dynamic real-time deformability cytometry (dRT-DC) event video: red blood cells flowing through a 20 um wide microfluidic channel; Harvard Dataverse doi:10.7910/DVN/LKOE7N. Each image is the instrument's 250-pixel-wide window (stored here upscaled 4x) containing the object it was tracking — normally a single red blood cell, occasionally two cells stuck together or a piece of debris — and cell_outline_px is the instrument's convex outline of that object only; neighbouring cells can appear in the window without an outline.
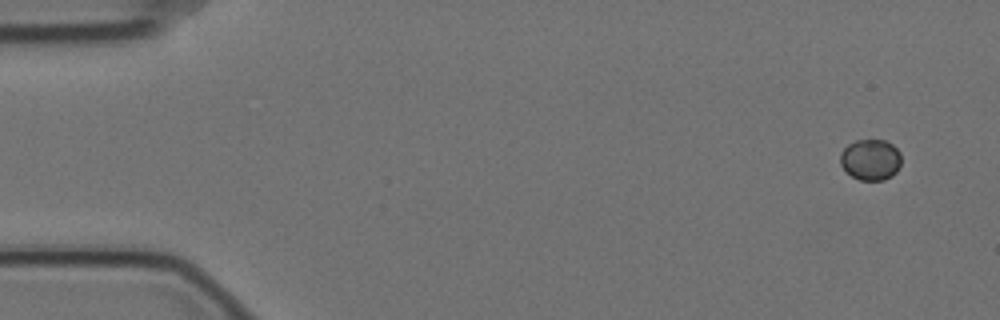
{"species": "Egyptian fruit bat (a non-hibernating species)", "species_latin": "Rousettus aegyptiacus", "temperature_condition": "cold", "stored_images_in_passage": 5, "camera_frame_rate_fps": 3000, "um_per_image_px": 0.085, "animal": {"sex": "female"}, "frame": {"image": 1, "passage_image": 1, "time_ms": 0.0, "image_size_px": [1000, 320], "cell_outline_px": [[900, 168], [892, 176], [884, 180], [860, 180], [852, 176], [840, 164], [840, 152], [848, 144], [856, 140], [884, 140], [892, 144], [900, 152]], "centroid_in_image_um": [74.0, 13.57], "position_along_channel_um": 11.0, "area_um2": 14.62}}
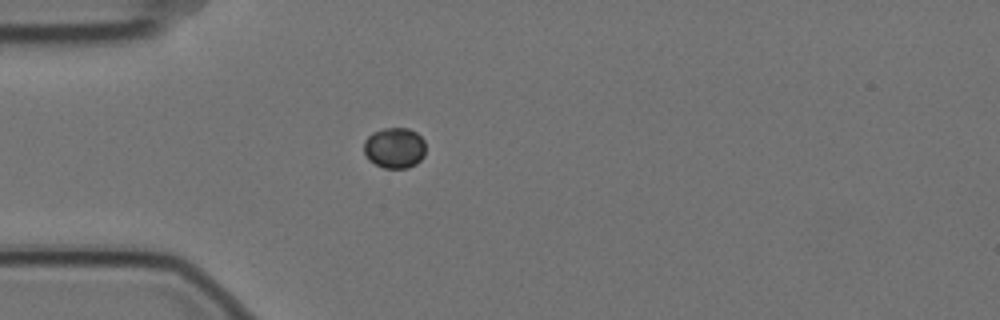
{"frame": {"image": 2, "passage_image": 4, "time_ms": 1.0, "image_size_px": [1000, 320], "cell_outline_px": [[424, 156], [416, 164], [408, 168], [384, 168], [368, 160], [364, 152], [364, 140], [372, 132], [384, 128], [408, 128], [416, 132], [424, 140]], "centroid_in_image_um": [33.52, 12.57], "position_along_channel_um": 51.5, "area_um2": 14.74}}